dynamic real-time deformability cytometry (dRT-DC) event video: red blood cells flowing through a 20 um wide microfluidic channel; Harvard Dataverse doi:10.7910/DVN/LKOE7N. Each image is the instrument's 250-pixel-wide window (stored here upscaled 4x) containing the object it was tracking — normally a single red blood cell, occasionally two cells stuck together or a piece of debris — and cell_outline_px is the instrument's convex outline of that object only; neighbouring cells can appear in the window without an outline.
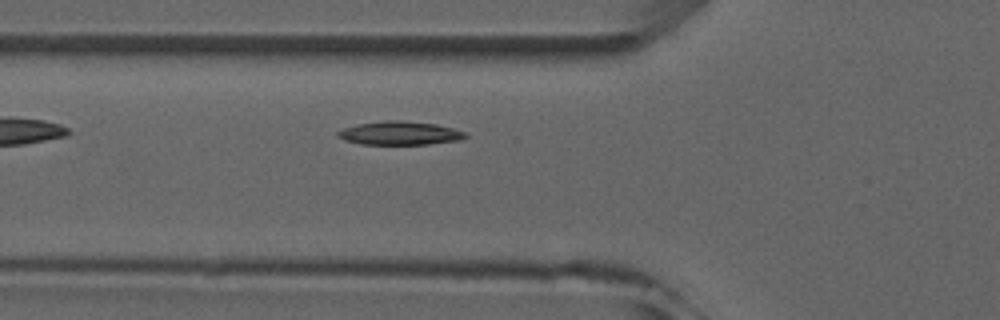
{"species": "common noctule bat (a hibernating species)", "species_latin": "Nyctalus noctula", "temperature_condition": "room temperature", "stored_images_in_passage": 4, "camera_frame_rate_fps": 3000, "um_per_image_px": 0.085, "animal": {"sex": "male", "forearm_length_mm": 52.5}, "frame": {"image": 1, "passage_image": 4, "time_ms": 3.333, "image_size_px": [1000, 320], "cell_outline_px": [[468, 136], [460, 140], [428, 144], [360, 144], [344, 140], [336, 136], [336, 132], [344, 128], [360, 124], [388, 120], [400, 120], [436, 124], [452, 128], [464, 132]], "centroid_in_image_um": [33.97, 11.32], "position_along_channel_um": 91.8, "area_um2": 17.34}}